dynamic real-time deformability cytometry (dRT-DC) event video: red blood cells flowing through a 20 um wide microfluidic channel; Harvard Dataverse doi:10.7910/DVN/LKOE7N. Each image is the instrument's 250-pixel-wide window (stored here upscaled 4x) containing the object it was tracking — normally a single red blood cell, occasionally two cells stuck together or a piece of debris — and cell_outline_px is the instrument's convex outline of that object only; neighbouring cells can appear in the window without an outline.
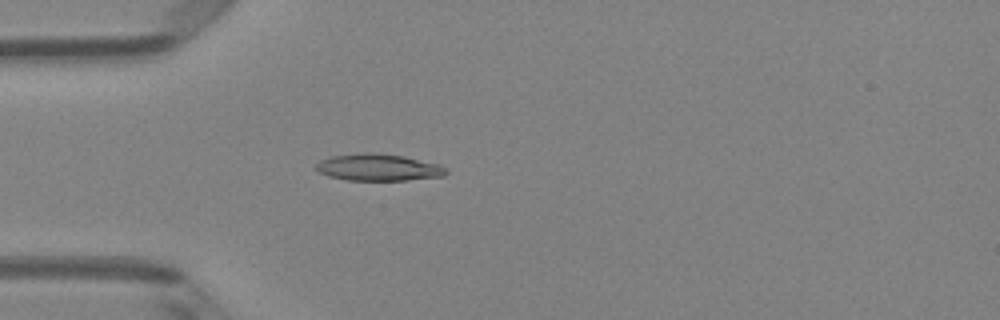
{"species": "Egyptian fruit bat (a non-hibernating species)", "species_latin": "Rousettus aegyptiacus", "temperature_condition": "room temperature", "stored_images_in_passage": 3, "camera_frame_rate_fps": 3000, "um_per_image_px": 0.085, "animal": {"sex": "female"}, "frame": {"image": 1, "passage_image": 3, "time_ms": 0.667, "image_size_px": [1000, 320], "cell_outline_px": [[448, 172], [444, 176], [408, 180], [348, 180], [328, 176], [320, 172], [316, 168], [316, 164], [320, 160], [332, 156], [368, 152], [372, 152], [404, 156], [440, 164]], "centroid_in_image_um": [32.18, 14.23], "position_along_channel_um": 52.8, "area_um2": 20.29}}